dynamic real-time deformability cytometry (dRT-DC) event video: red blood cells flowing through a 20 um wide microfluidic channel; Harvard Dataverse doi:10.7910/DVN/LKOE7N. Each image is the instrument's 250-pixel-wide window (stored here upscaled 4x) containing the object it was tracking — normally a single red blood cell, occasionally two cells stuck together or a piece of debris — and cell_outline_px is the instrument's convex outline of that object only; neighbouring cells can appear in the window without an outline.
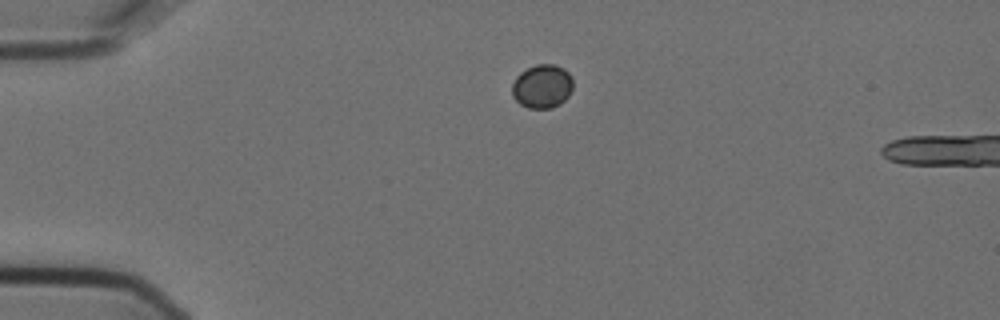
{"species": "Egyptian fruit bat (a non-hibernating species)", "species_latin": "Rousettus aegyptiacus", "temperature_condition": "cold", "stored_images_in_passage": 2, "camera_frame_rate_fps": 3000, "um_per_image_px": 0.085, "animal": {"sex": "female"}, "frame": {"image": 1, "passage_image": 1, "time_ms": 0.0, "image_size_px": [1000, 320], "cell_outline_px": [[572, 88], [568, 96], [560, 104], [552, 108], [528, 108], [520, 104], [512, 96], [512, 84], [516, 76], [520, 72], [536, 64], [556, 64], [564, 68], [572, 76]], "centroid_in_image_um": [46.08, 7.33], "position_along_channel_um": 38.9, "area_um2": 15.66}}